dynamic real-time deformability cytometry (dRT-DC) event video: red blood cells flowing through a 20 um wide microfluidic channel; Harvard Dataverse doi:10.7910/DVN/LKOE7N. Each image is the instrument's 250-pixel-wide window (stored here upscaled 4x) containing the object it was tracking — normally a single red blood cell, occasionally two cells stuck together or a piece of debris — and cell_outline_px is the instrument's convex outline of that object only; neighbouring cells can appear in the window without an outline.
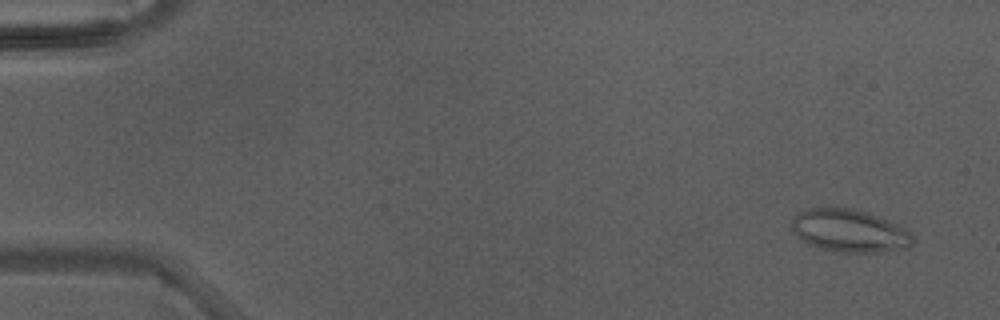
{"species": "Egyptian fruit bat (a non-hibernating species)", "species_latin": "Rousettus aegyptiacus", "temperature_condition": "warm", "stored_images_in_passage": 3, "camera_frame_rate_fps": 3000, "um_per_image_px": 0.085, "animal": {"sex": "male"}, "frame": {"image": 1, "passage_image": 3, "time_ms": 0.667, "image_size_px": [1000, 320], "cell_outline_px": [[916, 240], [912, 248], [880, 252], [844, 252], [820, 248], [808, 244], [800, 240], [792, 232], [788, 224], [800, 212], [808, 208], [848, 208], [868, 212], [888, 220], [904, 228]], "centroid_in_image_um": [72.2, 19.63], "position_along_channel_um": 12.8, "area_um2": 30.4}}